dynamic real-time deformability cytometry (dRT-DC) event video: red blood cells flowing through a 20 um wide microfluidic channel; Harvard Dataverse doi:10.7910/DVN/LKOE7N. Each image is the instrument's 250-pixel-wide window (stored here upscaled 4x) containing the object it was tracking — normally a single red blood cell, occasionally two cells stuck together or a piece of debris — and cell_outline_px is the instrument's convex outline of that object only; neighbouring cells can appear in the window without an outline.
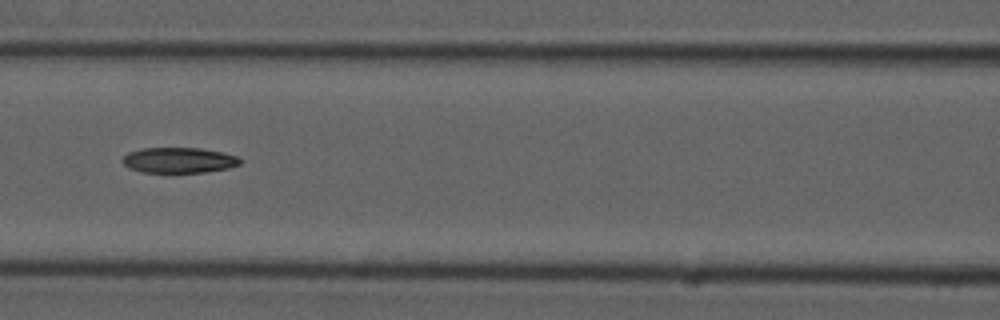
{"species": "common noctule bat (a hibernating species)", "species_latin": "Nyctalus noctula", "temperature_condition": "cold", "stored_images_in_passage": 9, "camera_frame_rate_fps": 3000, "um_per_image_px": 0.085, "animal": {"sex": "male", "forearm_length_mm": 52.5}, "frame": {"image": 1, "passage_image": 6, "time_ms": 6.667, "image_size_px": [1000, 320], "cell_outline_px": [[244, 160], [240, 164], [228, 168], [204, 172], [140, 172], [128, 168], [120, 160], [128, 152], [144, 148], [200, 148], [220, 152], [236, 156]], "centroid_in_image_um": [15.18, 13.62], "position_along_channel_um": 151.4, "area_um2": 17.46}}
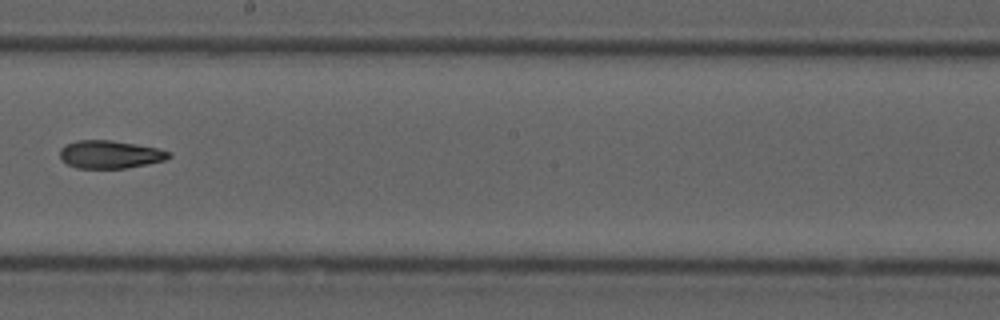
{"frame": {"image": 2, "passage_image": 8, "time_ms": 9.0, "image_size_px": [1000, 320], "cell_outline_px": [[172, 156], [164, 160], [148, 164], [124, 168], [76, 168], [60, 160], [60, 148], [64, 144], [76, 140], [112, 140], [136, 144], [156, 148], [172, 152]], "centroid_in_image_um": [9.32, 13.12], "position_along_channel_um": 238.9, "area_um2": 17.86}}
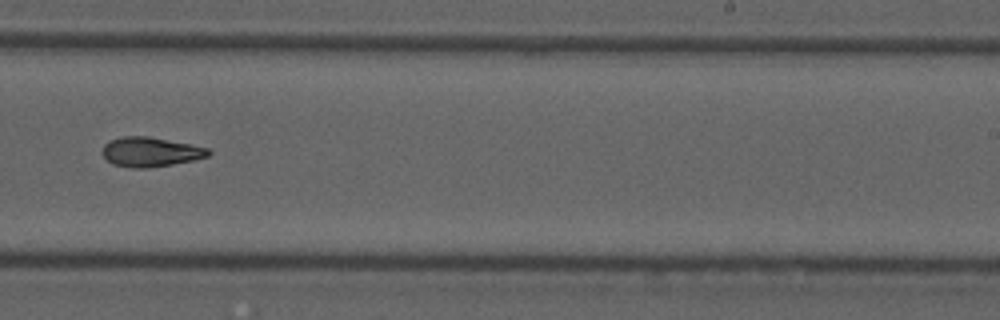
{"frame": {"image": 3, "passage_image": 9, "time_ms": 10.0, "image_size_px": [1000, 320], "cell_outline_px": [[212, 152], [208, 156], [192, 160], [172, 164], [144, 168], [132, 168], [112, 164], [100, 152], [104, 144], [108, 140], [124, 136], [148, 136], [192, 144], [208, 148]], "centroid_in_image_um": [12.76, 12.9], "position_along_channel_um": 276.2, "area_um2": 18.32}}